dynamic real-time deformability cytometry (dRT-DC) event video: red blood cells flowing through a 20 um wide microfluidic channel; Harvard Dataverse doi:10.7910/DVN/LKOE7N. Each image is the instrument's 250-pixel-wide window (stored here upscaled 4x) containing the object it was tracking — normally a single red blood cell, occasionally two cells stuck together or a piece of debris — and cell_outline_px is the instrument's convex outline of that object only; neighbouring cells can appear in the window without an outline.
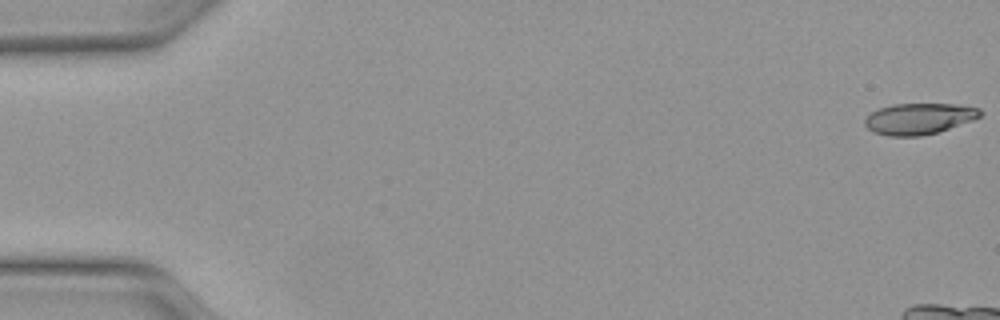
{"species": "Egyptian fruit bat (a non-hibernating species)", "species_latin": "Rousettus aegyptiacus", "temperature_condition": "warm", "stored_images_in_passage": 10, "camera_frame_rate_fps": 3000, "um_per_image_px": 0.085, "animal": {"sex": "female"}, "frame": {"image": 1, "passage_image": 1, "time_ms": 0.0, "image_size_px": [1000, 320], "cell_outline_px": [[984, 112], [980, 116], [972, 120], [940, 132], [920, 136], [888, 136], [872, 132], [864, 124], [864, 120], [872, 112], [880, 108], [892, 104], [960, 104], [980, 108]], "centroid_in_image_um": [78.14, 10.09], "position_along_channel_um": 6.9, "area_um2": 21.1}}